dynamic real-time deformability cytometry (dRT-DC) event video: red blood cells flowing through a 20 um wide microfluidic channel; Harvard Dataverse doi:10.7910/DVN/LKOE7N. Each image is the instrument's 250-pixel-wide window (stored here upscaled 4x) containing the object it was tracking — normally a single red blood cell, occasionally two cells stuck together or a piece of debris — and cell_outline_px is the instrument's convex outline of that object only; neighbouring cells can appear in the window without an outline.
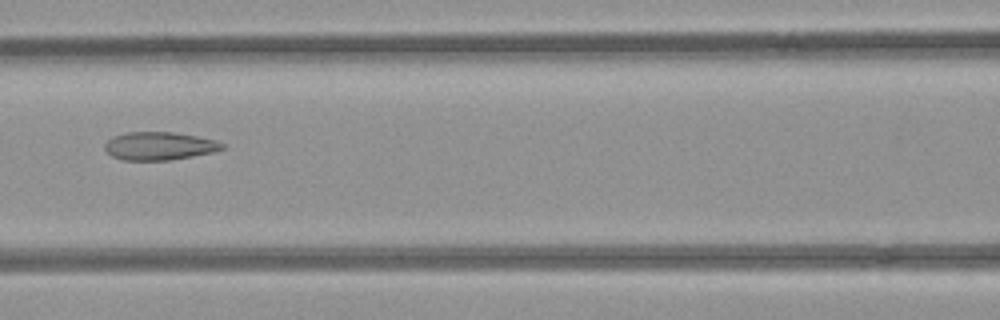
{"species": "common noctule bat (a hibernating species)", "species_latin": "Nyctalus noctula", "temperature_condition": "room temperature", "stored_images_in_passage": 36, "camera_frame_rate_fps": 3000, "um_per_image_px": 0.085, "animal": {"sex": "female", "body_mass_g": 21.9}, "frame": {"image": 1, "passage_image": 12, "time_ms": 3.667, "image_size_px": [1000, 320], "cell_outline_px": [[224, 148], [212, 152], [192, 156], [168, 160], [124, 160], [112, 156], [104, 148], [104, 144], [112, 136], [128, 132], [172, 132], [196, 136], [216, 140], [224, 144]], "centroid_in_image_um": [13.52, 12.4], "position_along_channel_um": 153.1, "area_um2": 19.07}}
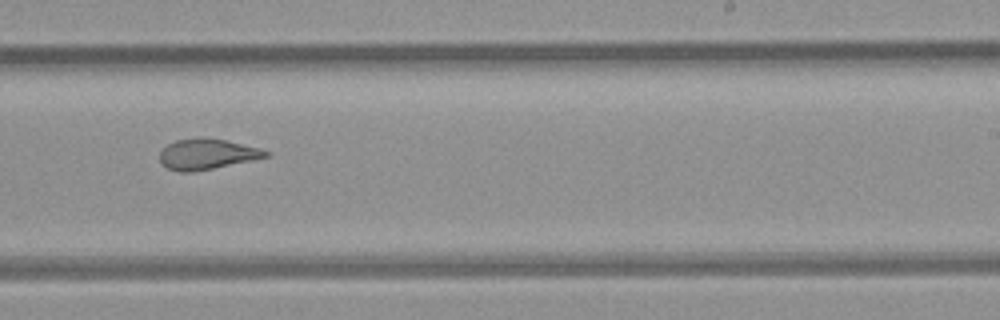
{"frame": {"image": 2, "passage_image": 21, "time_ms": 6.667, "image_size_px": [1000, 320], "cell_outline_px": [[272, 152], [268, 156], [252, 160], [192, 172], [180, 172], [168, 168], [160, 160], [160, 152], [168, 144], [176, 140], [204, 136], [224, 140], [260, 148]], "centroid_in_image_um": [17.6, 13.08], "position_along_channel_um": 271.4, "area_um2": 18.73}}
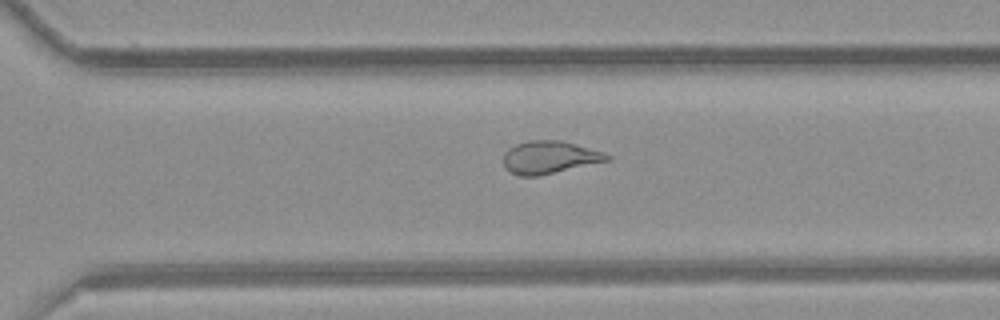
{"frame": {"image": 3, "passage_image": 25, "time_ms": 8.0, "image_size_px": [1000, 320], "cell_outline_px": [[612, 160], [536, 176], [520, 176], [504, 168], [504, 152], [508, 148], [516, 144], [528, 140], [560, 140], [604, 152], [612, 156]], "centroid_in_image_um": [46.71, 13.36], "position_along_channel_um": 323.9, "area_um2": 19.71}, "authors_computed_cell_mechanics": {"area_um2": 19.1029, "velocity_mm_per_s": 3.9653, "shape_relaxation_time_tau1_ms": null, "shape_relaxation_time_tau2_ms": 2.0944, "deformation_change_tau1": null, "deformation_change_tau2": 0.1025}}